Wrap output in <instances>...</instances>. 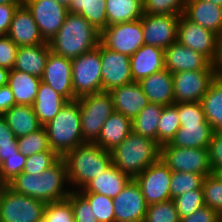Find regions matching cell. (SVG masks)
<instances>
[{
	"label": "cell",
	"mask_w": 222,
	"mask_h": 222,
	"mask_svg": "<svg viewBox=\"0 0 222 222\" xmlns=\"http://www.w3.org/2000/svg\"><path fill=\"white\" fill-rule=\"evenodd\" d=\"M41 78L34 75L12 69L9 72L8 86L15 98V104L33 105Z\"/></svg>",
	"instance_id": "cell-30"
},
{
	"label": "cell",
	"mask_w": 222,
	"mask_h": 222,
	"mask_svg": "<svg viewBox=\"0 0 222 222\" xmlns=\"http://www.w3.org/2000/svg\"><path fill=\"white\" fill-rule=\"evenodd\" d=\"M138 83L150 103L163 106L174 104L173 74L165 68Z\"/></svg>",
	"instance_id": "cell-24"
},
{
	"label": "cell",
	"mask_w": 222,
	"mask_h": 222,
	"mask_svg": "<svg viewBox=\"0 0 222 222\" xmlns=\"http://www.w3.org/2000/svg\"><path fill=\"white\" fill-rule=\"evenodd\" d=\"M67 200L71 203L74 222H98L88 200L79 191H71Z\"/></svg>",
	"instance_id": "cell-45"
},
{
	"label": "cell",
	"mask_w": 222,
	"mask_h": 222,
	"mask_svg": "<svg viewBox=\"0 0 222 222\" xmlns=\"http://www.w3.org/2000/svg\"><path fill=\"white\" fill-rule=\"evenodd\" d=\"M174 104L178 109L180 124L204 125L207 122L200 102Z\"/></svg>",
	"instance_id": "cell-46"
},
{
	"label": "cell",
	"mask_w": 222,
	"mask_h": 222,
	"mask_svg": "<svg viewBox=\"0 0 222 222\" xmlns=\"http://www.w3.org/2000/svg\"><path fill=\"white\" fill-rule=\"evenodd\" d=\"M164 106L149 103L132 122V132L149 138L157 143V128Z\"/></svg>",
	"instance_id": "cell-35"
},
{
	"label": "cell",
	"mask_w": 222,
	"mask_h": 222,
	"mask_svg": "<svg viewBox=\"0 0 222 222\" xmlns=\"http://www.w3.org/2000/svg\"><path fill=\"white\" fill-rule=\"evenodd\" d=\"M50 51L48 42L19 46L13 69L41 78Z\"/></svg>",
	"instance_id": "cell-26"
},
{
	"label": "cell",
	"mask_w": 222,
	"mask_h": 222,
	"mask_svg": "<svg viewBox=\"0 0 222 222\" xmlns=\"http://www.w3.org/2000/svg\"><path fill=\"white\" fill-rule=\"evenodd\" d=\"M55 1L68 8L72 0H55Z\"/></svg>",
	"instance_id": "cell-59"
},
{
	"label": "cell",
	"mask_w": 222,
	"mask_h": 222,
	"mask_svg": "<svg viewBox=\"0 0 222 222\" xmlns=\"http://www.w3.org/2000/svg\"><path fill=\"white\" fill-rule=\"evenodd\" d=\"M215 78L214 70L173 73L174 103L200 102Z\"/></svg>",
	"instance_id": "cell-13"
},
{
	"label": "cell",
	"mask_w": 222,
	"mask_h": 222,
	"mask_svg": "<svg viewBox=\"0 0 222 222\" xmlns=\"http://www.w3.org/2000/svg\"><path fill=\"white\" fill-rule=\"evenodd\" d=\"M204 176L188 172H172L170 182L171 200L183 193L202 189Z\"/></svg>",
	"instance_id": "cell-38"
},
{
	"label": "cell",
	"mask_w": 222,
	"mask_h": 222,
	"mask_svg": "<svg viewBox=\"0 0 222 222\" xmlns=\"http://www.w3.org/2000/svg\"><path fill=\"white\" fill-rule=\"evenodd\" d=\"M177 41L205 56L212 64L217 57L219 36L213 31L180 15L177 26Z\"/></svg>",
	"instance_id": "cell-11"
},
{
	"label": "cell",
	"mask_w": 222,
	"mask_h": 222,
	"mask_svg": "<svg viewBox=\"0 0 222 222\" xmlns=\"http://www.w3.org/2000/svg\"><path fill=\"white\" fill-rule=\"evenodd\" d=\"M160 159L172 172H188L204 177L213 173L208 149L161 146Z\"/></svg>",
	"instance_id": "cell-9"
},
{
	"label": "cell",
	"mask_w": 222,
	"mask_h": 222,
	"mask_svg": "<svg viewBox=\"0 0 222 222\" xmlns=\"http://www.w3.org/2000/svg\"><path fill=\"white\" fill-rule=\"evenodd\" d=\"M26 158L19 151L18 155H11L0 164V185H6L15 176L23 172Z\"/></svg>",
	"instance_id": "cell-48"
},
{
	"label": "cell",
	"mask_w": 222,
	"mask_h": 222,
	"mask_svg": "<svg viewBox=\"0 0 222 222\" xmlns=\"http://www.w3.org/2000/svg\"><path fill=\"white\" fill-rule=\"evenodd\" d=\"M221 215L209 206H203L190 216L180 218L179 222H220Z\"/></svg>",
	"instance_id": "cell-51"
},
{
	"label": "cell",
	"mask_w": 222,
	"mask_h": 222,
	"mask_svg": "<svg viewBox=\"0 0 222 222\" xmlns=\"http://www.w3.org/2000/svg\"><path fill=\"white\" fill-rule=\"evenodd\" d=\"M61 156L51 148L48 151L28 156L24 164L23 173L39 175L49 167L53 166Z\"/></svg>",
	"instance_id": "cell-43"
},
{
	"label": "cell",
	"mask_w": 222,
	"mask_h": 222,
	"mask_svg": "<svg viewBox=\"0 0 222 222\" xmlns=\"http://www.w3.org/2000/svg\"><path fill=\"white\" fill-rule=\"evenodd\" d=\"M147 208L141 188L135 179H131L113 198L115 222H143Z\"/></svg>",
	"instance_id": "cell-17"
},
{
	"label": "cell",
	"mask_w": 222,
	"mask_h": 222,
	"mask_svg": "<svg viewBox=\"0 0 222 222\" xmlns=\"http://www.w3.org/2000/svg\"><path fill=\"white\" fill-rule=\"evenodd\" d=\"M164 64L165 69L172 74L181 71L214 70L213 64L205 56L178 41L164 50Z\"/></svg>",
	"instance_id": "cell-19"
},
{
	"label": "cell",
	"mask_w": 222,
	"mask_h": 222,
	"mask_svg": "<svg viewBox=\"0 0 222 222\" xmlns=\"http://www.w3.org/2000/svg\"><path fill=\"white\" fill-rule=\"evenodd\" d=\"M9 72V69L0 67V87L8 84Z\"/></svg>",
	"instance_id": "cell-57"
},
{
	"label": "cell",
	"mask_w": 222,
	"mask_h": 222,
	"mask_svg": "<svg viewBox=\"0 0 222 222\" xmlns=\"http://www.w3.org/2000/svg\"><path fill=\"white\" fill-rule=\"evenodd\" d=\"M17 147L25 157L48 151L50 146L44 126L26 136L17 138Z\"/></svg>",
	"instance_id": "cell-37"
},
{
	"label": "cell",
	"mask_w": 222,
	"mask_h": 222,
	"mask_svg": "<svg viewBox=\"0 0 222 222\" xmlns=\"http://www.w3.org/2000/svg\"><path fill=\"white\" fill-rule=\"evenodd\" d=\"M188 0H143L145 14L182 15Z\"/></svg>",
	"instance_id": "cell-40"
},
{
	"label": "cell",
	"mask_w": 222,
	"mask_h": 222,
	"mask_svg": "<svg viewBox=\"0 0 222 222\" xmlns=\"http://www.w3.org/2000/svg\"><path fill=\"white\" fill-rule=\"evenodd\" d=\"M17 145V138L6 122L3 115H0V146Z\"/></svg>",
	"instance_id": "cell-53"
},
{
	"label": "cell",
	"mask_w": 222,
	"mask_h": 222,
	"mask_svg": "<svg viewBox=\"0 0 222 222\" xmlns=\"http://www.w3.org/2000/svg\"><path fill=\"white\" fill-rule=\"evenodd\" d=\"M107 26L141 19L143 0H105Z\"/></svg>",
	"instance_id": "cell-33"
},
{
	"label": "cell",
	"mask_w": 222,
	"mask_h": 222,
	"mask_svg": "<svg viewBox=\"0 0 222 222\" xmlns=\"http://www.w3.org/2000/svg\"><path fill=\"white\" fill-rule=\"evenodd\" d=\"M31 11L46 42H50L64 23L67 8L55 0H23Z\"/></svg>",
	"instance_id": "cell-15"
},
{
	"label": "cell",
	"mask_w": 222,
	"mask_h": 222,
	"mask_svg": "<svg viewBox=\"0 0 222 222\" xmlns=\"http://www.w3.org/2000/svg\"><path fill=\"white\" fill-rule=\"evenodd\" d=\"M100 42L110 50L132 56L145 45L141 19L107 26Z\"/></svg>",
	"instance_id": "cell-10"
},
{
	"label": "cell",
	"mask_w": 222,
	"mask_h": 222,
	"mask_svg": "<svg viewBox=\"0 0 222 222\" xmlns=\"http://www.w3.org/2000/svg\"><path fill=\"white\" fill-rule=\"evenodd\" d=\"M132 132L131 119L122 113H112L104 122L99 138L95 142L99 147L111 151Z\"/></svg>",
	"instance_id": "cell-27"
},
{
	"label": "cell",
	"mask_w": 222,
	"mask_h": 222,
	"mask_svg": "<svg viewBox=\"0 0 222 222\" xmlns=\"http://www.w3.org/2000/svg\"><path fill=\"white\" fill-rule=\"evenodd\" d=\"M209 163L213 173L222 167V132H214L208 147Z\"/></svg>",
	"instance_id": "cell-50"
},
{
	"label": "cell",
	"mask_w": 222,
	"mask_h": 222,
	"mask_svg": "<svg viewBox=\"0 0 222 222\" xmlns=\"http://www.w3.org/2000/svg\"><path fill=\"white\" fill-rule=\"evenodd\" d=\"M6 185L17 193L45 203L66 200L72 191L68 181L67 164L63 157L39 175L22 172Z\"/></svg>",
	"instance_id": "cell-1"
},
{
	"label": "cell",
	"mask_w": 222,
	"mask_h": 222,
	"mask_svg": "<svg viewBox=\"0 0 222 222\" xmlns=\"http://www.w3.org/2000/svg\"><path fill=\"white\" fill-rule=\"evenodd\" d=\"M46 203L0 185V222H37L43 217Z\"/></svg>",
	"instance_id": "cell-7"
},
{
	"label": "cell",
	"mask_w": 222,
	"mask_h": 222,
	"mask_svg": "<svg viewBox=\"0 0 222 222\" xmlns=\"http://www.w3.org/2000/svg\"><path fill=\"white\" fill-rule=\"evenodd\" d=\"M81 194L88 200L98 222H115L112 198L96 193Z\"/></svg>",
	"instance_id": "cell-41"
},
{
	"label": "cell",
	"mask_w": 222,
	"mask_h": 222,
	"mask_svg": "<svg viewBox=\"0 0 222 222\" xmlns=\"http://www.w3.org/2000/svg\"><path fill=\"white\" fill-rule=\"evenodd\" d=\"M19 46L11 38L6 36L0 37V67L12 70L15 64Z\"/></svg>",
	"instance_id": "cell-49"
},
{
	"label": "cell",
	"mask_w": 222,
	"mask_h": 222,
	"mask_svg": "<svg viewBox=\"0 0 222 222\" xmlns=\"http://www.w3.org/2000/svg\"><path fill=\"white\" fill-rule=\"evenodd\" d=\"M215 77L217 79H222V37H219L218 49H217V57L215 62L213 63Z\"/></svg>",
	"instance_id": "cell-55"
},
{
	"label": "cell",
	"mask_w": 222,
	"mask_h": 222,
	"mask_svg": "<svg viewBox=\"0 0 222 222\" xmlns=\"http://www.w3.org/2000/svg\"><path fill=\"white\" fill-rule=\"evenodd\" d=\"M21 4H0V37L6 36L12 22V17Z\"/></svg>",
	"instance_id": "cell-52"
},
{
	"label": "cell",
	"mask_w": 222,
	"mask_h": 222,
	"mask_svg": "<svg viewBox=\"0 0 222 222\" xmlns=\"http://www.w3.org/2000/svg\"><path fill=\"white\" fill-rule=\"evenodd\" d=\"M102 91H111L133 82L130 56L106 48L100 42Z\"/></svg>",
	"instance_id": "cell-14"
},
{
	"label": "cell",
	"mask_w": 222,
	"mask_h": 222,
	"mask_svg": "<svg viewBox=\"0 0 222 222\" xmlns=\"http://www.w3.org/2000/svg\"><path fill=\"white\" fill-rule=\"evenodd\" d=\"M206 1H209L215 5L222 7V0H206Z\"/></svg>",
	"instance_id": "cell-61"
},
{
	"label": "cell",
	"mask_w": 222,
	"mask_h": 222,
	"mask_svg": "<svg viewBox=\"0 0 222 222\" xmlns=\"http://www.w3.org/2000/svg\"><path fill=\"white\" fill-rule=\"evenodd\" d=\"M213 133L208 122L204 125L181 124L170 143L162 146L208 149Z\"/></svg>",
	"instance_id": "cell-29"
},
{
	"label": "cell",
	"mask_w": 222,
	"mask_h": 222,
	"mask_svg": "<svg viewBox=\"0 0 222 222\" xmlns=\"http://www.w3.org/2000/svg\"><path fill=\"white\" fill-rule=\"evenodd\" d=\"M214 132H222V80L215 78L200 101Z\"/></svg>",
	"instance_id": "cell-32"
},
{
	"label": "cell",
	"mask_w": 222,
	"mask_h": 222,
	"mask_svg": "<svg viewBox=\"0 0 222 222\" xmlns=\"http://www.w3.org/2000/svg\"><path fill=\"white\" fill-rule=\"evenodd\" d=\"M214 174H215L219 179L222 180V167L218 168V169L214 172Z\"/></svg>",
	"instance_id": "cell-60"
},
{
	"label": "cell",
	"mask_w": 222,
	"mask_h": 222,
	"mask_svg": "<svg viewBox=\"0 0 222 222\" xmlns=\"http://www.w3.org/2000/svg\"><path fill=\"white\" fill-rule=\"evenodd\" d=\"M15 104V98L8 85L0 87V115L10 110Z\"/></svg>",
	"instance_id": "cell-54"
},
{
	"label": "cell",
	"mask_w": 222,
	"mask_h": 222,
	"mask_svg": "<svg viewBox=\"0 0 222 222\" xmlns=\"http://www.w3.org/2000/svg\"><path fill=\"white\" fill-rule=\"evenodd\" d=\"M115 112L122 113L131 120L150 102L138 82H130L109 91Z\"/></svg>",
	"instance_id": "cell-21"
},
{
	"label": "cell",
	"mask_w": 222,
	"mask_h": 222,
	"mask_svg": "<svg viewBox=\"0 0 222 222\" xmlns=\"http://www.w3.org/2000/svg\"><path fill=\"white\" fill-rule=\"evenodd\" d=\"M180 15L143 14L141 17L145 45L165 50L177 41Z\"/></svg>",
	"instance_id": "cell-16"
},
{
	"label": "cell",
	"mask_w": 222,
	"mask_h": 222,
	"mask_svg": "<svg viewBox=\"0 0 222 222\" xmlns=\"http://www.w3.org/2000/svg\"><path fill=\"white\" fill-rule=\"evenodd\" d=\"M67 11L80 14L100 32L107 27L105 0H72Z\"/></svg>",
	"instance_id": "cell-34"
},
{
	"label": "cell",
	"mask_w": 222,
	"mask_h": 222,
	"mask_svg": "<svg viewBox=\"0 0 222 222\" xmlns=\"http://www.w3.org/2000/svg\"><path fill=\"white\" fill-rule=\"evenodd\" d=\"M171 176L172 171L159 158L134 178L148 206L171 200Z\"/></svg>",
	"instance_id": "cell-12"
},
{
	"label": "cell",
	"mask_w": 222,
	"mask_h": 222,
	"mask_svg": "<svg viewBox=\"0 0 222 222\" xmlns=\"http://www.w3.org/2000/svg\"><path fill=\"white\" fill-rule=\"evenodd\" d=\"M67 164L68 181L72 191L83 189L112 165L111 152L95 143H84L63 156Z\"/></svg>",
	"instance_id": "cell-3"
},
{
	"label": "cell",
	"mask_w": 222,
	"mask_h": 222,
	"mask_svg": "<svg viewBox=\"0 0 222 222\" xmlns=\"http://www.w3.org/2000/svg\"><path fill=\"white\" fill-rule=\"evenodd\" d=\"M44 128L50 148L61 157L68 151L85 143L81 129L80 107L77 100L68 101Z\"/></svg>",
	"instance_id": "cell-5"
},
{
	"label": "cell",
	"mask_w": 222,
	"mask_h": 222,
	"mask_svg": "<svg viewBox=\"0 0 222 222\" xmlns=\"http://www.w3.org/2000/svg\"><path fill=\"white\" fill-rule=\"evenodd\" d=\"M133 81L140 80L165 68L164 50L155 46L143 45L130 56Z\"/></svg>",
	"instance_id": "cell-23"
},
{
	"label": "cell",
	"mask_w": 222,
	"mask_h": 222,
	"mask_svg": "<svg viewBox=\"0 0 222 222\" xmlns=\"http://www.w3.org/2000/svg\"><path fill=\"white\" fill-rule=\"evenodd\" d=\"M79 102L81 129L85 143H95L107 118L114 113L110 92L101 91L76 99Z\"/></svg>",
	"instance_id": "cell-6"
},
{
	"label": "cell",
	"mask_w": 222,
	"mask_h": 222,
	"mask_svg": "<svg viewBox=\"0 0 222 222\" xmlns=\"http://www.w3.org/2000/svg\"><path fill=\"white\" fill-rule=\"evenodd\" d=\"M179 218L190 216L204 206L202 189H195L173 199Z\"/></svg>",
	"instance_id": "cell-44"
},
{
	"label": "cell",
	"mask_w": 222,
	"mask_h": 222,
	"mask_svg": "<svg viewBox=\"0 0 222 222\" xmlns=\"http://www.w3.org/2000/svg\"><path fill=\"white\" fill-rule=\"evenodd\" d=\"M71 63L76 98L102 91L100 43L95 49L71 60Z\"/></svg>",
	"instance_id": "cell-8"
},
{
	"label": "cell",
	"mask_w": 222,
	"mask_h": 222,
	"mask_svg": "<svg viewBox=\"0 0 222 222\" xmlns=\"http://www.w3.org/2000/svg\"><path fill=\"white\" fill-rule=\"evenodd\" d=\"M18 152L17 145L0 146V164L11 155H18Z\"/></svg>",
	"instance_id": "cell-56"
},
{
	"label": "cell",
	"mask_w": 222,
	"mask_h": 222,
	"mask_svg": "<svg viewBox=\"0 0 222 222\" xmlns=\"http://www.w3.org/2000/svg\"><path fill=\"white\" fill-rule=\"evenodd\" d=\"M183 15L222 37V7L206 0H188Z\"/></svg>",
	"instance_id": "cell-22"
},
{
	"label": "cell",
	"mask_w": 222,
	"mask_h": 222,
	"mask_svg": "<svg viewBox=\"0 0 222 222\" xmlns=\"http://www.w3.org/2000/svg\"><path fill=\"white\" fill-rule=\"evenodd\" d=\"M68 100L41 81L35 101L32 105L34 113L42 126L50 122Z\"/></svg>",
	"instance_id": "cell-28"
},
{
	"label": "cell",
	"mask_w": 222,
	"mask_h": 222,
	"mask_svg": "<svg viewBox=\"0 0 222 222\" xmlns=\"http://www.w3.org/2000/svg\"><path fill=\"white\" fill-rule=\"evenodd\" d=\"M43 216L48 222H74L71 203L67 199L46 203Z\"/></svg>",
	"instance_id": "cell-47"
},
{
	"label": "cell",
	"mask_w": 222,
	"mask_h": 222,
	"mask_svg": "<svg viewBox=\"0 0 222 222\" xmlns=\"http://www.w3.org/2000/svg\"><path fill=\"white\" fill-rule=\"evenodd\" d=\"M132 178L121 172L113 164L106 171L100 173L97 178L92 179L80 193H96L115 198Z\"/></svg>",
	"instance_id": "cell-25"
},
{
	"label": "cell",
	"mask_w": 222,
	"mask_h": 222,
	"mask_svg": "<svg viewBox=\"0 0 222 222\" xmlns=\"http://www.w3.org/2000/svg\"><path fill=\"white\" fill-rule=\"evenodd\" d=\"M41 81L48 84L68 101L76 100L72 85L71 60L50 51Z\"/></svg>",
	"instance_id": "cell-18"
},
{
	"label": "cell",
	"mask_w": 222,
	"mask_h": 222,
	"mask_svg": "<svg viewBox=\"0 0 222 222\" xmlns=\"http://www.w3.org/2000/svg\"><path fill=\"white\" fill-rule=\"evenodd\" d=\"M37 222H48L47 219L43 216L40 220H38Z\"/></svg>",
	"instance_id": "cell-62"
},
{
	"label": "cell",
	"mask_w": 222,
	"mask_h": 222,
	"mask_svg": "<svg viewBox=\"0 0 222 222\" xmlns=\"http://www.w3.org/2000/svg\"><path fill=\"white\" fill-rule=\"evenodd\" d=\"M180 218L173 200L149 205L143 222H179Z\"/></svg>",
	"instance_id": "cell-42"
},
{
	"label": "cell",
	"mask_w": 222,
	"mask_h": 222,
	"mask_svg": "<svg viewBox=\"0 0 222 222\" xmlns=\"http://www.w3.org/2000/svg\"><path fill=\"white\" fill-rule=\"evenodd\" d=\"M7 35L17 46H30L46 42L31 11L24 3L15 10Z\"/></svg>",
	"instance_id": "cell-20"
},
{
	"label": "cell",
	"mask_w": 222,
	"mask_h": 222,
	"mask_svg": "<svg viewBox=\"0 0 222 222\" xmlns=\"http://www.w3.org/2000/svg\"><path fill=\"white\" fill-rule=\"evenodd\" d=\"M3 116L16 138L26 136L42 127L31 105H14Z\"/></svg>",
	"instance_id": "cell-31"
},
{
	"label": "cell",
	"mask_w": 222,
	"mask_h": 222,
	"mask_svg": "<svg viewBox=\"0 0 222 222\" xmlns=\"http://www.w3.org/2000/svg\"><path fill=\"white\" fill-rule=\"evenodd\" d=\"M204 205L222 215V180L214 173L204 177L202 183Z\"/></svg>",
	"instance_id": "cell-39"
},
{
	"label": "cell",
	"mask_w": 222,
	"mask_h": 222,
	"mask_svg": "<svg viewBox=\"0 0 222 222\" xmlns=\"http://www.w3.org/2000/svg\"><path fill=\"white\" fill-rule=\"evenodd\" d=\"M100 37L101 32L84 17L68 12L60 30L48 43L53 53L73 60L95 49Z\"/></svg>",
	"instance_id": "cell-2"
},
{
	"label": "cell",
	"mask_w": 222,
	"mask_h": 222,
	"mask_svg": "<svg viewBox=\"0 0 222 222\" xmlns=\"http://www.w3.org/2000/svg\"><path fill=\"white\" fill-rule=\"evenodd\" d=\"M180 125L176 105L171 104L164 106L157 128V144L161 147L162 145L170 143L179 130Z\"/></svg>",
	"instance_id": "cell-36"
},
{
	"label": "cell",
	"mask_w": 222,
	"mask_h": 222,
	"mask_svg": "<svg viewBox=\"0 0 222 222\" xmlns=\"http://www.w3.org/2000/svg\"><path fill=\"white\" fill-rule=\"evenodd\" d=\"M23 0H0V4H22Z\"/></svg>",
	"instance_id": "cell-58"
},
{
	"label": "cell",
	"mask_w": 222,
	"mask_h": 222,
	"mask_svg": "<svg viewBox=\"0 0 222 222\" xmlns=\"http://www.w3.org/2000/svg\"><path fill=\"white\" fill-rule=\"evenodd\" d=\"M110 152L112 164L132 179L160 158V146L134 132Z\"/></svg>",
	"instance_id": "cell-4"
}]
</instances>
